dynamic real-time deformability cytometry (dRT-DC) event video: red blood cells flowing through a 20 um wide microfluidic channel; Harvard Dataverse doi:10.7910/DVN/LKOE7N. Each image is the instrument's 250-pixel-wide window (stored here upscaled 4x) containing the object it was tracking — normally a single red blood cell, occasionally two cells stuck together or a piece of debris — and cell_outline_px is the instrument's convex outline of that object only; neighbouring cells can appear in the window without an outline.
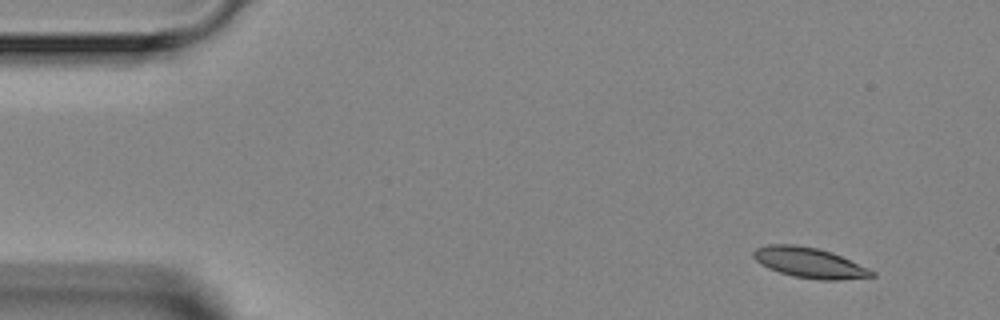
{"species": "Egyptian fruit bat (a non-hibernating species)", "species_latin": "Rousettus aegyptiacus", "temperature_condition": "room temperature", "stored_images_in_passage": 4, "camera_frame_rate_fps": 3000, "um_per_image_px": 0.085, "animal": {"sex": "female"}, "frame": {"image": 1, "passage_image": 1, "time_ms": 0.0, "image_size_px": [1000, 320], "cell_outline_px": [[876, 276], [840, 280], [820, 280], [796, 276], [780, 272], [768, 268], [760, 264], [752, 256], [752, 252], [756, 248], [768, 244], [796, 244], [816, 248], [832, 252], [868, 268], [876, 272]], "centroid_in_image_um": [68.8, 22.32], "position_along_channel_um": 16.2, "area_um2": 20.87}}
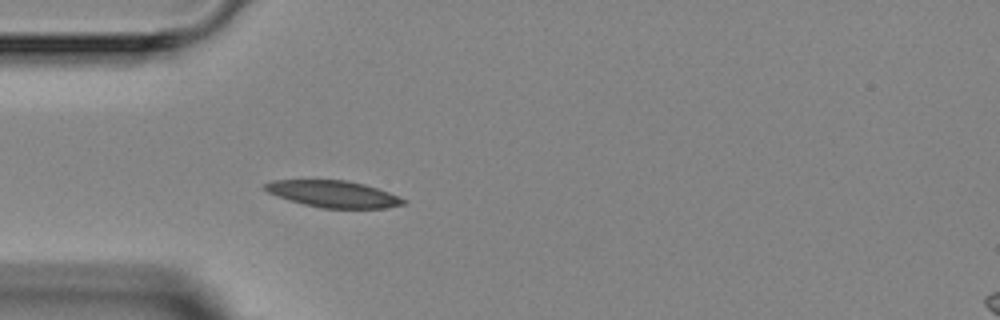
{"frame": {"image": 2, "passage_image": 4, "time_ms": 3.333, "image_size_px": [1000, 320], "cell_outline_px": [[408, 204], [384, 208], [320, 208], [304, 204], [276, 196], [268, 192], [264, 188], [264, 184], [272, 180], [344, 180], [364, 184], [388, 192], [408, 200]], "centroid_in_image_um": [28.36, 16.49], "position_along_channel_um": 56.6, "area_um2": 21.5}}